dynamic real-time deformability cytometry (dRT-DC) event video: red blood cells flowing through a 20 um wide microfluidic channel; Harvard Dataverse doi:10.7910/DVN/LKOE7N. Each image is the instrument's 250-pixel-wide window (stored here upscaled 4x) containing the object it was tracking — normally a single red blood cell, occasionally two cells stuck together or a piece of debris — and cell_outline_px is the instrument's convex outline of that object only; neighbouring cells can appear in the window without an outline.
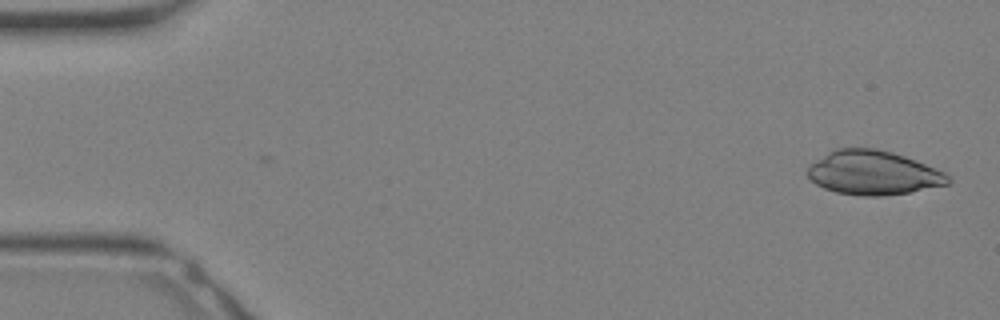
{"species": "Egyptian fruit bat (a non-hibernating species)", "species_latin": "Rousettus aegyptiacus", "temperature_condition": "warm", "stored_images_in_passage": 2, "camera_frame_rate_fps": 3000, "um_per_image_px": 0.085, "animal": {"sex": "female"}, "frame": {"image": 1, "passage_image": 2, "time_ms": 0.333, "image_size_px": [1000, 320], "cell_outline_px": [[952, 180], [948, 184], [908, 192], [884, 196], [864, 196], [836, 192], [824, 188], [816, 184], [804, 172], [808, 164], [828, 152], [836, 148], [876, 148], [892, 152], [904, 156], [944, 172]], "centroid_in_image_um": [74.16, 14.68], "position_along_channel_um": 10.8, "area_um2": 36.07}}